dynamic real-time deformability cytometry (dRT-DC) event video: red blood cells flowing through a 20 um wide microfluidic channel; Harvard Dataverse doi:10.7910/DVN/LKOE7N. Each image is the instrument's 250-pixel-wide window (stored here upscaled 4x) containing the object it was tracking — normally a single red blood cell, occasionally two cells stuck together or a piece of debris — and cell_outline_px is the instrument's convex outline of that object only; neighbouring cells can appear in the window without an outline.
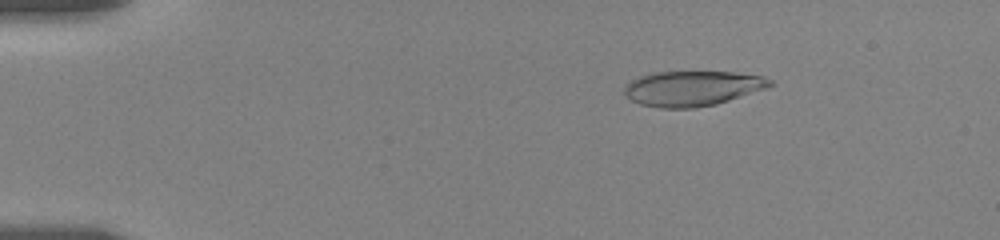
{"species": "human", "species_latin": "Homo sapiens", "temperature_condition": "room temperature", "stored_images_in_passage": 35, "camera_frame_rate_fps": 3000, "um_per_image_px": 0.085, "donor": {"sex": "female"}, "frame": {"image": 1, "passage_image": 6, "time_ms": 2.667, "image_size_px": [1000, 240], "cell_outline_px": [[772, 84], [764, 88], [716, 104], [696, 108], [660, 108], [640, 104], [632, 100], [624, 92], [624, 84], [628, 80], [652, 72], [732, 72], [764, 76], [772, 80]], "centroid_in_image_um": [58.78, 7.5], "position_along_channel_um": 26.2, "area_um2": 29.65}}
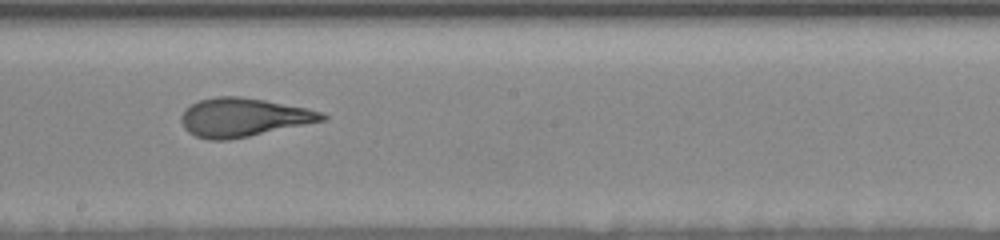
{"frame": {"image": 2, "passage_image": 21, "time_ms": 10.667, "image_size_px": [1000, 240], "cell_outline_px": [[328, 120], [228, 140], [208, 140], [196, 136], [188, 132], [184, 128], [180, 120], [180, 116], [192, 104], [200, 100], [216, 96], [240, 96], [264, 100], [308, 108], [324, 112], [328, 116]], "centroid_in_image_um": [20.72, 9.98], "position_along_channel_um": 227.5, "area_um2": 31.73}}
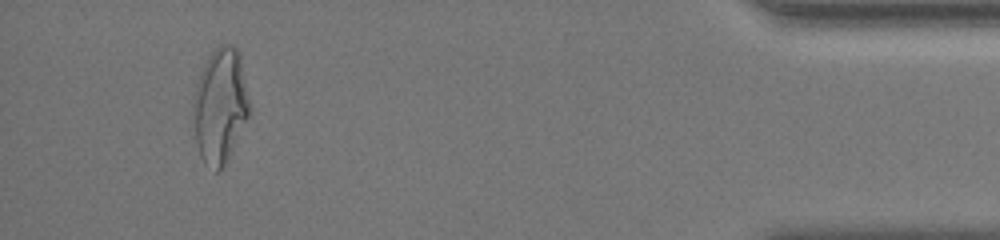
{"frame": {"image": 3, "passage_image": 33, "time_ms": 17.667, "image_size_px": [1000, 240], "cell_outline_px": [[252, 108], [224, 164], [216, 172], [204, 164], [200, 156], [196, 140], [192, 104], [196, 84], [200, 72], [208, 56], [220, 44], [228, 44], [236, 48], [240, 52]], "centroid_in_image_um": [18.72, 8.93], "position_along_channel_um": 416.5, "area_um2": 37.63}, "authors_computed_cell_mechanics": {"area_um2": 31.5588, "velocity_mm_per_s": 3.529, "shape_relaxation_time_tau1_ms": 6.5369, "shape_relaxation_time_tau2_ms": 1.0778, "deformation_change_tau1": 0.2405, "deformation_change_tau2": 0.0728}}